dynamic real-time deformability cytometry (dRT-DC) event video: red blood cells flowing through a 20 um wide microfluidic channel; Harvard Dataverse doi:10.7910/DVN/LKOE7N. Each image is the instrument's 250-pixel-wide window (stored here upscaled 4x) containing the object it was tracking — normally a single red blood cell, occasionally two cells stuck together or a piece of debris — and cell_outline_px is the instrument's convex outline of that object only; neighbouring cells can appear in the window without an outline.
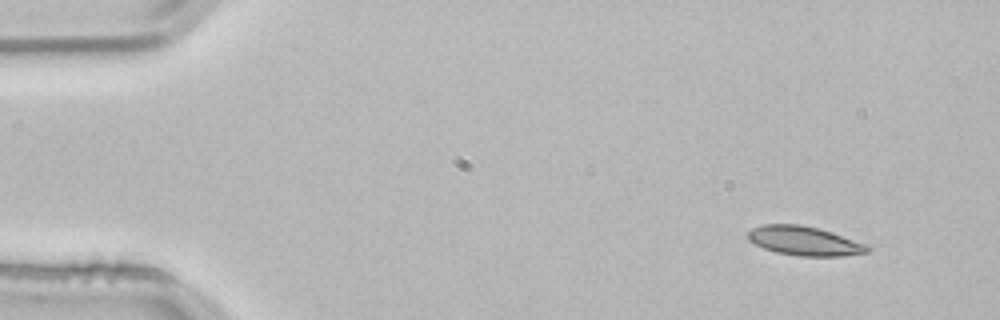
{"species": "common noctule bat (a hibernating species)", "species_latin": "Nyctalus noctula", "temperature_condition": "room temperature", "stored_images_in_passage": 49, "camera_frame_rate_fps": 3000, "um_per_image_px": 0.085, "animal": {"sex": "male", "body_mass_g": 21.5, "forearm_length_mm": 52.0}, "frame": {"image": 1, "passage_image": 1, "time_ms": 0.0, "image_size_px": [1000, 320], "cell_outline_px": [[872, 248], [868, 252], [840, 256], [800, 256], [776, 252], [764, 248], [748, 240], [748, 232], [752, 228], [760, 224], [800, 224], [820, 228], [868, 244]], "centroid_in_image_um": [68.39, 20.47], "position_along_channel_um": 16.6, "area_um2": 20.46}}
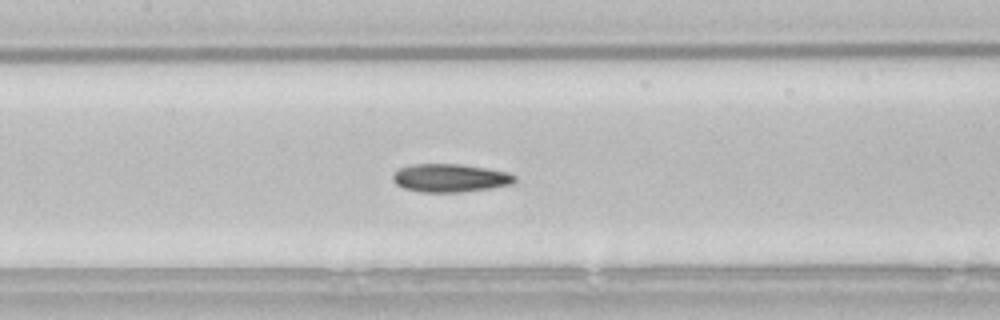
{"frame": {"image": 2, "passage_image": 21, "time_ms": 6.667, "image_size_px": [1000, 320], "cell_outline_px": [[516, 180], [512, 184], [492, 188], [460, 192], [420, 192], [404, 188], [396, 184], [392, 180], [392, 176], [400, 168], [412, 164], [460, 164], [488, 168], [508, 172], [516, 176]], "centroid_in_image_um": [38.28, 15.13], "position_along_channel_um": 169.1, "area_um2": 20.11}}
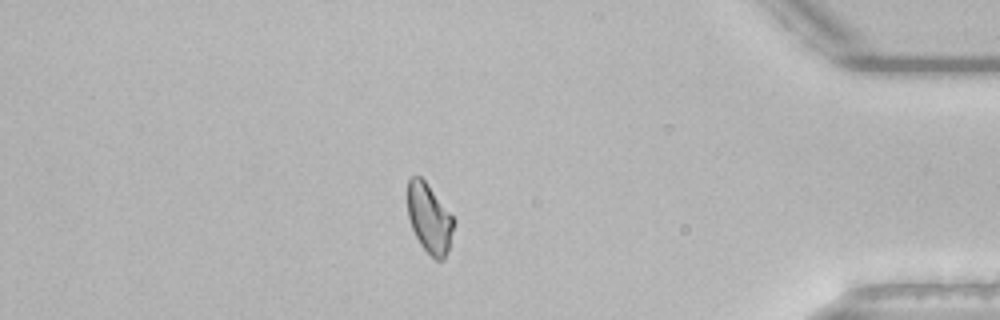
{"frame": {"image": 3, "passage_image": 42, "time_ms": 13.667, "image_size_px": [1000, 320], "cell_outline_px": [[456, 220], [448, 248], [444, 260], [436, 260], [420, 244], [412, 228], [408, 216], [408, 180], [412, 176], [420, 176], [428, 184]], "centroid_in_image_um": [36.5, 18.55], "position_along_channel_um": 398.7, "area_um2": 18.5}, "authors_computed_cell_mechanics": {"area_um2": 19.7098, "velocity_mm_per_s": 3.8299, "shape_relaxation_time_tau1_ms": null, "shape_relaxation_time_tau2_ms": 5.9738, "deformation_change_tau1": null, "deformation_change_tau2": 0.1146}}